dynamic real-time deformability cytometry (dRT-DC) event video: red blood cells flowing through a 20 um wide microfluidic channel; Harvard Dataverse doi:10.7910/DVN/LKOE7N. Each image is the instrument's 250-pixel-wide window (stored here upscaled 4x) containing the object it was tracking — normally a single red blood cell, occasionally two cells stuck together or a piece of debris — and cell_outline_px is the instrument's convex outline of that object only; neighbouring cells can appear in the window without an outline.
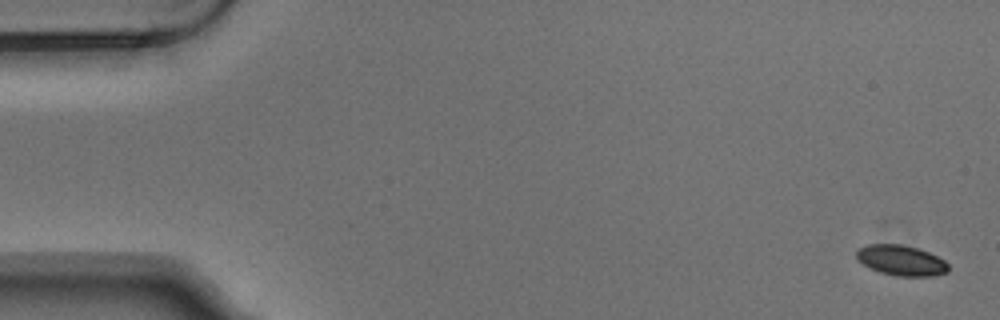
{"species": "Egyptian fruit bat (a non-hibernating species)", "species_latin": "Rousettus aegyptiacus", "temperature_condition": "warm", "stored_images_in_passage": 6, "camera_frame_rate_fps": 3000, "um_per_image_px": 0.085, "animal": {"sex": "male"}, "frame": {"image": 1, "passage_image": 1, "time_ms": 0.0, "image_size_px": [1000, 320], "cell_outline_px": [[948, 272], [932, 276], [896, 276], [880, 272], [856, 260], [856, 252], [860, 248], [868, 244], [900, 244], [920, 248], [944, 260], [948, 264]], "centroid_in_image_um": [76.6, 22.13], "position_along_channel_um": 8.4, "area_um2": 16.24}}
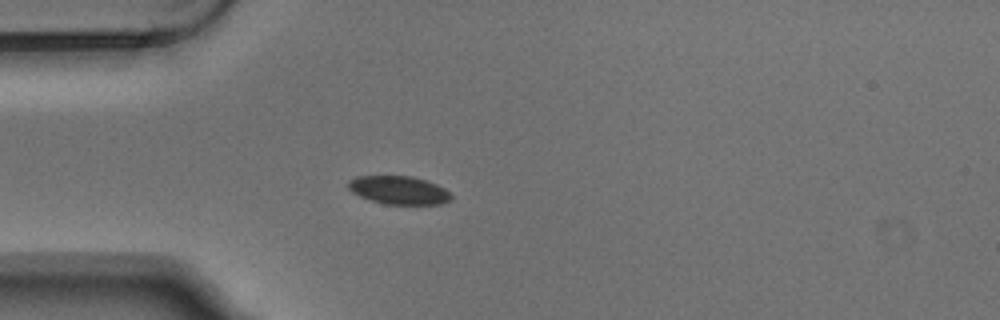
{"frame": {"image": 2, "passage_image": 5, "time_ms": 1.333, "image_size_px": [1000, 320], "cell_outline_px": [[452, 196], [448, 200], [440, 204], [384, 204], [360, 196], [352, 192], [348, 188], [348, 180], [356, 176], [412, 176], [436, 184], [444, 188]], "centroid_in_image_um": [33.86, 16.15], "position_along_channel_um": 51.1, "area_um2": 16.76}}